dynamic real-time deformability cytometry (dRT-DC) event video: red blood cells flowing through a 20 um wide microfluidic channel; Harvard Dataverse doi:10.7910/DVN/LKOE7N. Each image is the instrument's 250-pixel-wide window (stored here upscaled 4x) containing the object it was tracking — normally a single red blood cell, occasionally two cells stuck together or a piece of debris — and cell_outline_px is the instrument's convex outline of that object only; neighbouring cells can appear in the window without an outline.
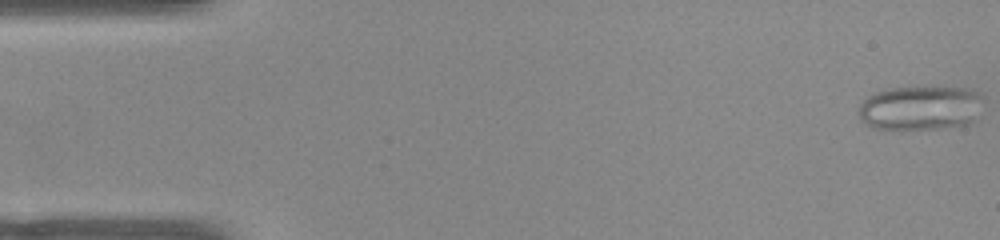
{"species": "common noctule bat (a hibernating species)", "species_latin": "Nyctalus noctula", "temperature_condition": "warm", "stored_images_in_passage": 52, "camera_frame_rate_fps": 3000, "um_per_image_px": 0.085, "animal": {"sex": "female", "body_mass_g": 22.0, "forearm_length_mm": 56.7}, "frame": {"image": 1, "passage_image": 1, "time_ms": 0.0, "image_size_px": [1000, 240], "cell_outline_px": [[976, 96], [972, 120], [968, 124], [940, 128], [900, 132], [876, 128], [860, 120], [856, 108], [868, 96], [876, 92], [888, 88], [924, 84], [972, 88], [976, 92]], "centroid_in_image_um": [78.06, 9.16], "position_along_channel_um": 6.9, "area_um2": 33.0}}
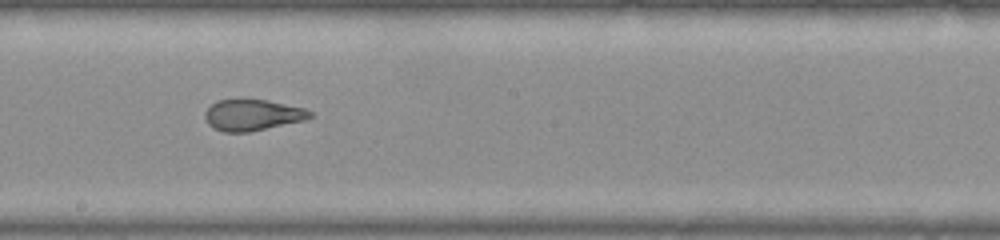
{"frame": {"image": 2, "passage_image": 28, "time_ms": 9.0, "image_size_px": [1000, 240], "cell_outline_px": [[312, 116], [304, 120], [248, 132], [224, 132], [212, 128], [208, 124], [204, 116], [204, 112], [216, 100], [240, 96], [268, 100], [304, 108], [312, 112]], "centroid_in_image_um": [21.39, 9.73], "position_along_channel_um": 226.8, "area_um2": 19.65}}
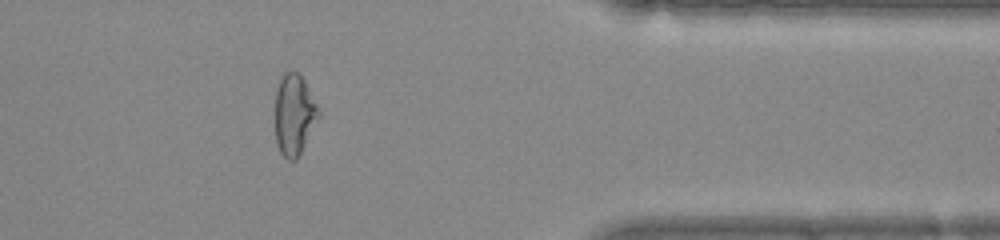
{"frame": {"image": 3, "passage_image": 42, "time_ms": 13.667, "image_size_px": [1000, 240], "cell_outline_px": [[320, 116], [296, 160], [288, 160], [280, 152], [276, 144], [276, 88], [280, 76], [284, 72], [292, 68], [300, 72], [320, 108]], "centroid_in_image_um": [25.02, 9.66], "position_along_channel_um": 386.4, "area_um2": 20.87}, "authors_computed_cell_mechanics": {"area_um2": 21.6172, "velocity_mm_per_s": 3.8804, "shape_relaxation_time_tau1_ms": null, "shape_relaxation_time_tau2_ms": 1.075, "deformation_change_tau1": null, "deformation_change_tau2": 0.0882}}